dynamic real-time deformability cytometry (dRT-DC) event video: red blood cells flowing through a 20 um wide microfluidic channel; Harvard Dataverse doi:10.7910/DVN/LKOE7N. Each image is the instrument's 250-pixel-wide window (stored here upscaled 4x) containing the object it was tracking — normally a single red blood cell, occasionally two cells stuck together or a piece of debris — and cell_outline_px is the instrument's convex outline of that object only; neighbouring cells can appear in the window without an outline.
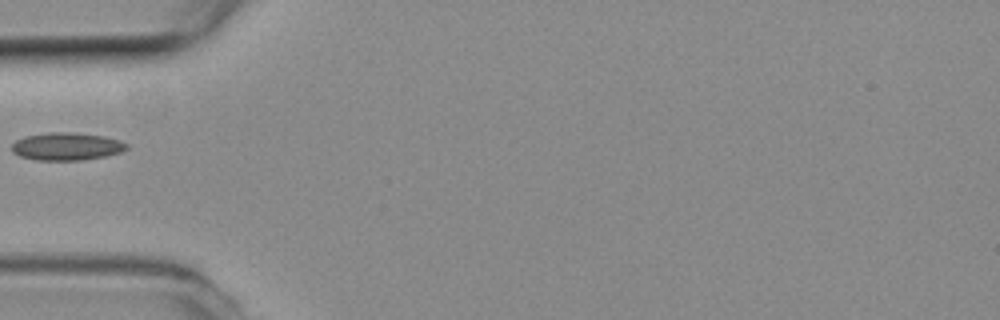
{"species": "common noctule bat (a hibernating species)", "species_latin": "Nyctalus noctula", "temperature_condition": "room temperature", "stored_images_in_passage": 5, "camera_frame_rate_fps": 3000, "um_per_image_px": 0.085, "animal": {"sex": "female", "body_mass_g": 19.3, "forearm_length_mm": 54.1}, "frame": {"image": 1, "passage_image": 4, "time_ms": 1.0, "image_size_px": [1000, 320], "cell_outline_px": [[128, 148], [120, 152], [104, 156], [80, 160], [36, 160], [20, 156], [12, 152], [12, 144], [16, 140], [24, 136], [48, 132], [72, 132], [104, 136], [120, 140], [128, 144]], "centroid_in_image_um": [5.65, 12.44], "position_along_channel_um": 79.4, "area_um2": 18.55}}
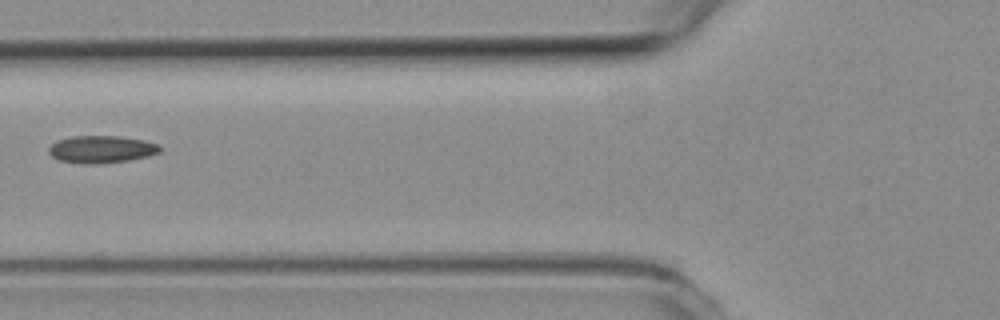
{"frame": {"image": 2, "passage_image": 5, "time_ms": 1.333, "image_size_px": [1000, 320], "cell_outline_px": [[160, 152], [148, 156], [128, 160], [100, 164], [80, 164], [60, 160], [52, 156], [48, 152], [48, 148], [56, 140], [72, 136], [116, 136], [144, 140], [156, 144], [160, 148]], "centroid_in_image_um": [8.58, 12.69], "position_along_channel_um": 117.2, "area_um2": 17.69}}